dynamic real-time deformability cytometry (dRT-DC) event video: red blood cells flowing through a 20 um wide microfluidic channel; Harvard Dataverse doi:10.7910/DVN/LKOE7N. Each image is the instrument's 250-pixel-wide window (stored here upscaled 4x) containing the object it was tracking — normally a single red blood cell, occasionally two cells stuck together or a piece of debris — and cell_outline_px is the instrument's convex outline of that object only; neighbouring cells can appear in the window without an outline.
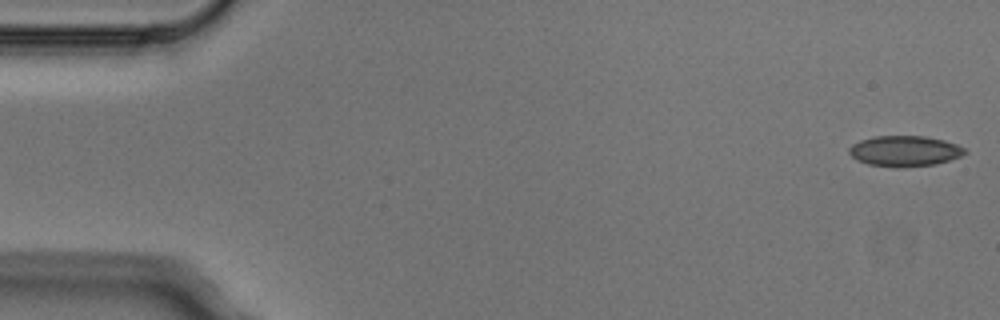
{"species": "Egyptian fruit bat (a non-hibernating species)", "species_latin": "Rousettus aegyptiacus", "temperature_condition": "cold", "stored_images_in_passage": 9, "camera_frame_rate_fps": 3000, "um_per_image_px": 0.085, "animal": {"sex": "male"}, "frame": {"image": 1, "passage_image": 1, "time_ms": 0.0, "image_size_px": [1000, 320], "cell_outline_px": [[968, 152], [960, 156], [936, 164], [900, 168], [868, 164], [852, 156], [848, 152], [848, 148], [852, 144], [860, 140], [872, 136], [924, 136], [944, 140], [956, 144], [964, 148]], "centroid_in_image_um": [76.89, 12.83], "position_along_channel_um": 8.1, "area_um2": 20.63}}
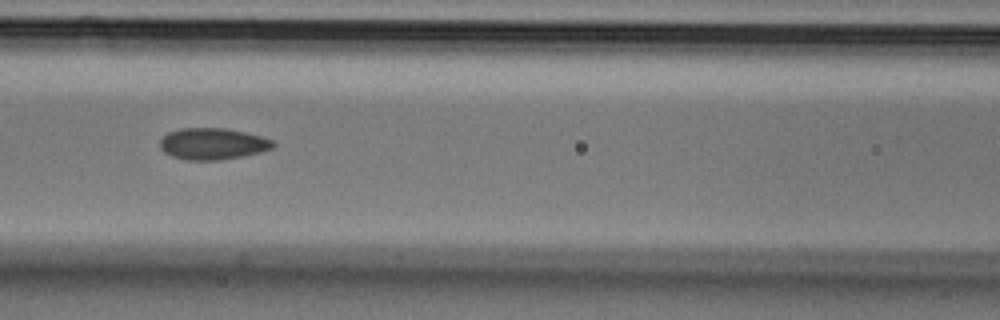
{"frame": {"image": 2, "passage_image": 7, "time_ms": 2.0, "image_size_px": [1000, 320], "cell_outline_px": [[276, 144], [272, 148], [260, 152], [244, 156], [220, 160], [184, 160], [172, 156], [164, 152], [160, 148], [160, 140], [168, 132], [180, 128], [224, 128], [244, 132], [260, 136], [272, 140]], "centroid_in_image_um": [18.06, 12.23], "position_along_channel_um": 148.5, "area_um2": 20.81}}
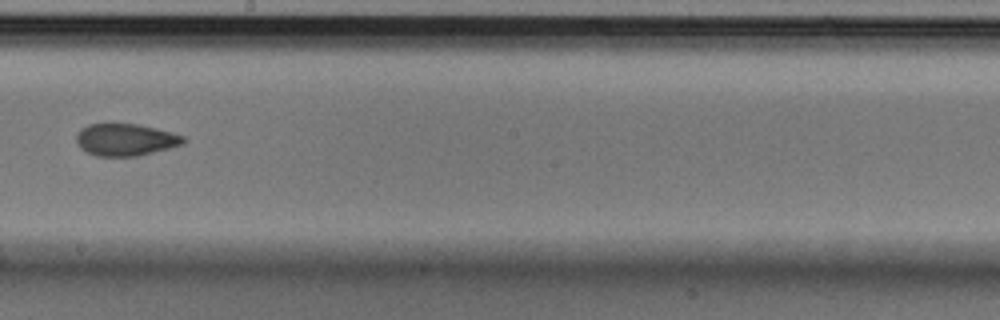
{"frame": {"image": 3, "passage_image": 9, "time_ms": 2.667, "image_size_px": [1000, 320], "cell_outline_px": [[188, 140], [184, 144], [136, 156], [96, 156], [80, 148], [76, 140], [76, 132], [80, 128], [88, 124], [140, 124], [172, 132], [184, 136]], "centroid_in_image_um": [10.67, 11.86], "position_along_channel_um": 237.5, "area_um2": 20.11}}